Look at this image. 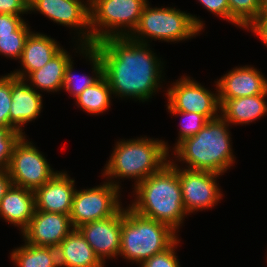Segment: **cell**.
I'll use <instances>...</instances> for the list:
<instances>
[{
  "label": "cell",
  "mask_w": 267,
  "mask_h": 267,
  "mask_svg": "<svg viewBox=\"0 0 267 267\" xmlns=\"http://www.w3.org/2000/svg\"><path fill=\"white\" fill-rule=\"evenodd\" d=\"M229 21L248 28L260 15L261 0H228Z\"/></svg>",
  "instance_id": "obj_26"
},
{
  "label": "cell",
  "mask_w": 267,
  "mask_h": 267,
  "mask_svg": "<svg viewBox=\"0 0 267 267\" xmlns=\"http://www.w3.org/2000/svg\"><path fill=\"white\" fill-rule=\"evenodd\" d=\"M11 73L0 77V126L10 128Z\"/></svg>",
  "instance_id": "obj_30"
},
{
  "label": "cell",
  "mask_w": 267,
  "mask_h": 267,
  "mask_svg": "<svg viewBox=\"0 0 267 267\" xmlns=\"http://www.w3.org/2000/svg\"><path fill=\"white\" fill-rule=\"evenodd\" d=\"M248 65L236 67L216 81V90L220 106L227 99L264 94L267 91V79L262 72Z\"/></svg>",
  "instance_id": "obj_15"
},
{
  "label": "cell",
  "mask_w": 267,
  "mask_h": 267,
  "mask_svg": "<svg viewBox=\"0 0 267 267\" xmlns=\"http://www.w3.org/2000/svg\"><path fill=\"white\" fill-rule=\"evenodd\" d=\"M13 185L8 170H0V201L6 192Z\"/></svg>",
  "instance_id": "obj_36"
},
{
  "label": "cell",
  "mask_w": 267,
  "mask_h": 267,
  "mask_svg": "<svg viewBox=\"0 0 267 267\" xmlns=\"http://www.w3.org/2000/svg\"><path fill=\"white\" fill-rule=\"evenodd\" d=\"M24 22L13 34L0 35V54L12 59H21L25 41L31 30Z\"/></svg>",
  "instance_id": "obj_27"
},
{
  "label": "cell",
  "mask_w": 267,
  "mask_h": 267,
  "mask_svg": "<svg viewBox=\"0 0 267 267\" xmlns=\"http://www.w3.org/2000/svg\"><path fill=\"white\" fill-rule=\"evenodd\" d=\"M24 22L19 15L0 14V35L13 34Z\"/></svg>",
  "instance_id": "obj_34"
},
{
  "label": "cell",
  "mask_w": 267,
  "mask_h": 267,
  "mask_svg": "<svg viewBox=\"0 0 267 267\" xmlns=\"http://www.w3.org/2000/svg\"><path fill=\"white\" fill-rule=\"evenodd\" d=\"M147 2L148 0H89L91 45L108 37H129L137 27Z\"/></svg>",
  "instance_id": "obj_7"
},
{
  "label": "cell",
  "mask_w": 267,
  "mask_h": 267,
  "mask_svg": "<svg viewBox=\"0 0 267 267\" xmlns=\"http://www.w3.org/2000/svg\"><path fill=\"white\" fill-rule=\"evenodd\" d=\"M73 229L70 214L35 210L28 226L21 233L26 243L57 248Z\"/></svg>",
  "instance_id": "obj_13"
},
{
  "label": "cell",
  "mask_w": 267,
  "mask_h": 267,
  "mask_svg": "<svg viewBox=\"0 0 267 267\" xmlns=\"http://www.w3.org/2000/svg\"><path fill=\"white\" fill-rule=\"evenodd\" d=\"M176 81L166 92L169 111L193 112L204 115L208 120L220 116L218 93L211 92L188 76L183 75Z\"/></svg>",
  "instance_id": "obj_10"
},
{
  "label": "cell",
  "mask_w": 267,
  "mask_h": 267,
  "mask_svg": "<svg viewBox=\"0 0 267 267\" xmlns=\"http://www.w3.org/2000/svg\"><path fill=\"white\" fill-rule=\"evenodd\" d=\"M79 44L80 46L77 47L78 50L80 49L79 52H81L83 56L85 55L90 60L94 73L93 76L85 74L76 79L75 74H73L74 60L69 61L65 68L63 89L66 90V92L68 91L74 97V99L78 97L87 87L92 86L103 76V63L97 50L92 45L85 46L83 43Z\"/></svg>",
  "instance_id": "obj_23"
},
{
  "label": "cell",
  "mask_w": 267,
  "mask_h": 267,
  "mask_svg": "<svg viewBox=\"0 0 267 267\" xmlns=\"http://www.w3.org/2000/svg\"><path fill=\"white\" fill-rule=\"evenodd\" d=\"M211 13L229 22L228 0H198Z\"/></svg>",
  "instance_id": "obj_33"
},
{
  "label": "cell",
  "mask_w": 267,
  "mask_h": 267,
  "mask_svg": "<svg viewBox=\"0 0 267 267\" xmlns=\"http://www.w3.org/2000/svg\"><path fill=\"white\" fill-rule=\"evenodd\" d=\"M123 211L124 208H121L109 218L92 221L77 228L104 264L105 259L114 258L120 254Z\"/></svg>",
  "instance_id": "obj_14"
},
{
  "label": "cell",
  "mask_w": 267,
  "mask_h": 267,
  "mask_svg": "<svg viewBox=\"0 0 267 267\" xmlns=\"http://www.w3.org/2000/svg\"><path fill=\"white\" fill-rule=\"evenodd\" d=\"M10 254L16 267H59L58 251L54 247L25 245L14 249Z\"/></svg>",
  "instance_id": "obj_24"
},
{
  "label": "cell",
  "mask_w": 267,
  "mask_h": 267,
  "mask_svg": "<svg viewBox=\"0 0 267 267\" xmlns=\"http://www.w3.org/2000/svg\"><path fill=\"white\" fill-rule=\"evenodd\" d=\"M251 30L267 46V15H259L257 19L247 28Z\"/></svg>",
  "instance_id": "obj_35"
},
{
  "label": "cell",
  "mask_w": 267,
  "mask_h": 267,
  "mask_svg": "<svg viewBox=\"0 0 267 267\" xmlns=\"http://www.w3.org/2000/svg\"><path fill=\"white\" fill-rule=\"evenodd\" d=\"M203 24L197 16L180 9L152 8L147 2L141 12L138 25L129 38L145 44H148L147 39L150 37L155 41L179 42L198 35L204 28Z\"/></svg>",
  "instance_id": "obj_6"
},
{
  "label": "cell",
  "mask_w": 267,
  "mask_h": 267,
  "mask_svg": "<svg viewBox=\"0 0 267 267\" xmlns=\"http://www.w3.org/2000/svg\"><path fill=\"white\" fill-rule=\"evenodd\" d=\"M10 128L23 131V125L36 119L42 110V95L27 81L11 74Z\"/></svg>",
  "instance_id": "obj_17"
},
{
  "label": "cell",
  "mask_w": 267,
  "mask_h": 267,
  "mask_svg": "<svg viewBox=\"0 0 267 267\" xmlns=\"http://www.w3.org/2000/svg\"><path fill=\"white\" fill-rule=\"evenodd\" d=\"M119 193L120 188L109 181L93 188L76 190L70 212L73 228L115 215L122 208Z\"/></svg>",
  "instance_id": "obj_8"
},
{
  "label": "cell",
  "mask_w": 267,
  "mask_h": 267,
  "mask_svg": "<svg viewBox=\"0 0 267 267\" xmlns=\"http://www.w3.org/2000/svg\"><path fill=\"white\" fill-rule=\"evenodd\" d=\"M173 115H181L185 119L184 122L180 123V131L178 135L177 143H180L182 140L196 135L209 121L204 115L193 113V112H184V111H168ZM182 120V119H181ZM183 121V120H182Z\"/></svg>",
  "instance_id": "obj_28"
},
{
  "label": "cell",
  "mask_w": 267,
  "mask_h": 267,
  "mask_svg": "<svg viewBox=\"0 0 267 267\" xmlns=\"http://www.w3.org/2000/svg\"><path fill=\"white\" fill-rule=\"evenodd\" d=\"M267 91L264 94L227 99L220 106V115L231 124H249L267 114Z\"/></svg>",
  "instance_id": "obj_21"
},
{
  "label": "cell",
  "mask_w": 267,
  "mask_h": 267,
  "mask_svg": "<svg viewBox=\"0 0 267 267\" xmlns=\"http://www.w3.org/2000/svg\"><path fill=\"white\" fill-rule=\"evenodd\" d=\"M35 211L34 191L12 185L0 201V217L20 227L21 232L28 226Z\"/></svg>",
  "instance_id": "obj_19"
},
{
  "label": "cell",
  "mask_w": 267,
  "mask_h": 267,
  "mask_svg": "<svg viewBox=\"0 0 267 267\" xmlns=\"http://www.w3.org/2000/svg\"><path fill=\"white\" fill-rule=\"evenodd\" d=\"M28 4L29 0H0V14L22 16L29 12Z\"/></svg>",
  "instance_id": "obj_32"
},
{
  "label": "cell",
  "mask_w": 267,
  "mask_h": 267,
  "mask_svg": "<svg viewBox=\"0 0 267 267\" xmlns=\"http://www.w3.org/2000/svg\"><path fill=\"white\" fill-rule=\"evenodd\" d=\"M179 242L180 239L177 238L167 249L143 261L141 267H180L175 253Z\"/></svg>",
  "instance_id": "obj_31"
},
{
  "label": "cell",
  "mask_w": 267,
  "mask_h": 267,
  "mask_svg": "<svg viewBox=\"0 0 267 267\" xmlns=\"http://www.w3.org/2000/svg\"><path fill=\"white\" fill-rule=\"evenodd\" d=\"M23 135L20 131L0 126V170H8L13 148Z\"/></svg>",
  "instance_id": "obj_29"
},
{
  "label": "cell",
  "mask_w": 267,
  "mask_h": 267,
  "mask_svg": "<svg viewBox=\"0 0 267 267\" xmlns=\"http://www.w3.org/2000/svg\"><path fill=\"white\" fill-rule=\"evenodd\" d=\"M176 233L168 225L141 216L128 206L122 212L119 256L140 265L167 249L178 238Z\"/></svg>",
  "instance_id": "obj_5"
},
{
  "label": "cell",
  "mask_w": 267,
  "mask_h": 267,
  "mask_svg": "<svg viewBox=\"0 0 267 267\" xmlns=\"http://www.w3.org/2000/svg\"><path fill=\"white\" fill-rule=\"evenodd\" d=\"M57 43L50 36L31 31L25 41L20 59L22 69L11 74L17 78L25 79L31 72L42 68L63 49Z\"/></svg>",
  "instance_id": "obj_18"
},
{
  "label": "cell",
  "mask_w": 267,
  "mask_h": 267,
  "mask_svg": "<svg viewBox=\"0 0 267 267\" xmlns=\"http://www.w3.org/2000/svg\"><path fill=\"white\" fill-rule=\"evenodd\" d=\"M25 137L23 135L13 148L8 174L14 186L35 191L58 171L55 172L51 168L43 153Z\"/></svg>",
  "instance_id": "obj_9"
},
{
  "label": "cell",
  "mask_w": 267,
  "mask_h": 267,
  "mask_svg": "<svg viewBox=\"0 0 267 267\" xmlns=\"http://www.w3.org/2000/svg\"><path fill=\"white\" fill-rule=\"evenodd\" d=\"M260 15H267V0H261Z\"/></svg>",
  "instance_id": "obj_37"
},
{
  "label": "cell",
  "mask_w": 267,
  "mask_h": 267,
  "mask_svg": "<svg viewBox=\"0 0 267 267\" xmlns=\"http://www.w3.org/2000/svg\"><path fill=\"white\" fill-rule=\"evenodd\" d=\"M72 57L67 50L62 49L42 68L31 72L24 80L37 90L41 89L47 92H57L63 89L64 75L66 65Z\"/></svg>",
  "instance_id": "obj_22"
},
{
  "label": "cell",
  "mask_w": 267,
  "mask_h": 267,
  "mask_svg": "<svg viewBox=\"0 0 267 267\" xmlns=\"http://www.w3.org/2000/svg\"><path fill=\"white\" fill-rule=\"evenodd\" d=\"M75 180L67 173L58 171L42 187L34 191L35 210L70 214L76 189Z\"/></svg>",
  "instance_id": "obj_16"
},
{
  "label": "cell",
  "mask_w": 267,
  "mask_h": 267,
  "mask_svg": "<svg viewBox=\"0 0 267 267\" xmlns=\"http://www.w3.org/2000/svg\"><path fill=\"white\" fill-rule=\"evenodd\" d=\"M28 11H38L54 23L79 29L80 42L91 45L89 0H29Z\"/></svg>",
  "instance_id": "obj_11"
},
{
  "label": "cell",
  "mask_w": 267,
  "mask_h": 267,
  "mask_svg": "<svg viewBox=\"0 0 267 267\" xmlns=\"http://www.w3.org/2000/svg\"><path fill=\"white\" fill-rule=\"evenodd\" d=\"M169 161L161 170L134 187L136 199L129 207L141 216L154 219L177 231L187 212L183 205L178 164Z\"/></svg>",
  "instance_id": "obj_2"
},
{
  "label": "cell",
  "mask_w": 267,
  "mask_h": 267,
  "mask_svg": "<svg viewBox=\"0 0 267 267\" xmlns=\"http://www.w3.org/2000/svg\"><path fill=\"white\" fill-rule=\"evenodd\" d=\"M112 94L110 85L103 75L96 83L87 87L75 100L77 106L83 111L97 115L109 109Z\"/></svg>",
  "instance_id": "obj_25"
},
{
  "label": "cell",
  "mask_w": 267,
  "mask_h": 267,
  "mask_svg": "<svg viewBox=\"0 0 267 267\" xmlns=\"http://www.w3.org/2000/svg\"><path fill=\"white\" fill-rule=\"evenodd\" d=\"M228 127L221 115L209 120L196 135L174 146V157L188 164L186 169L223 175L235 161Z\"/></svg>",
  "instance_id": "obj_3"
},
{
  "label": "cell",
  "mask_w": 267,
  "mask_h": 267,
  "mask_svg": "<svg viewBox=\"0 0 267 267\" xmlns=\"http://www.w3.org/2000/svg\"><path fill=\"white\" fill-rule=\"evenodd\" d=\"M163 140L147 137L124 139L115 144L113 152L104 166L103 177L116 187L121 186L113 178H132L134 187L150 175L161 170L170 160L169 147ZM112 178V179H111Z\"/></svg>",
  "instance_id": "obj_4"
},
{
  "label": "cell",
  "mask_w": 267,
  "mask_h": 267,
  "mask_svg": "<svg viewBox=\"0 0 267 267\" xmlns=\"http://www.w3.org/2000/svg\"><path fill=\"white\" fill-rule=\"evenodd\" d=\"M179 167L178 178L187 214L210 209L221 200L223 194L216 182L220 174L211 171L180 169Z\"/></svg>",
  "instance_id": "obj_12"
},
{
  "label": "cell",
  "mask_w": 267,
  "mask_h": 267,
  "mask_svg": "<svg viewBox=\"0 0 267 267\" xmlns=\"http://www.w3.org/2000/svg\"><path fill=\"white\" fill-rule=\"evenodd\" d=\"M149 45L129 37H108L92 45L113 95L145 102L159 91L164 63Z\"/></svg>",
  "instance_id": "obj_1"
},
{
  "label": "cell",
  "mask_w": 267,
  "mask_h": 267,
  "mask_svg": "<svg viewBox=\"0 0 267 267\" xmlns=\"http://www.w3.org/2000/svg\"><path fill=\"white\" fill-rule=\"evenodd\" d=\"M59 267H104L78 229H73L59 244Z\"/></svg>",
  "instance_id": "obj_20"
}]
</instances>
